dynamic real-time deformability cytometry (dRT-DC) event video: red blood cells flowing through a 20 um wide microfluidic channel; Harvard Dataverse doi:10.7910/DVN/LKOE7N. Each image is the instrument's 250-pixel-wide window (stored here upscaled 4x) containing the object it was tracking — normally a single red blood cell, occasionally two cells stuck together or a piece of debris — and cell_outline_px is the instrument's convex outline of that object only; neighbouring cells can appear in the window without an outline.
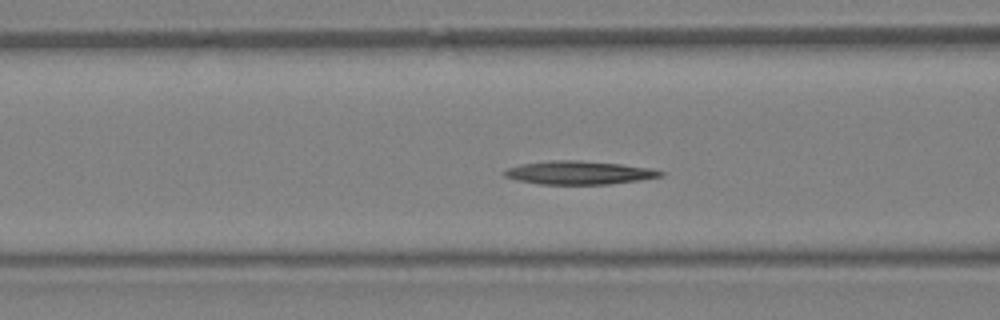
{"species": "Egyptian fruit bat (a non-hibernating species)", "species_latin": "Rousettus aegyptiacus", "temperature_condition": "warm", "stored_images_in_passage": 33, "camera_frame_rate_fps": 3000, "um_per_image_px": 0.085, "animal": {"sex": "female"}, "frame": {"image": 1, "passage_image": 8, "time_ms": 2.333, "image_size_px": [1000, 320], "cell_outline_px": [[664, 176], [640, 180], [608, 184], [540, 184], [516, 180], [504, 176], [504, 172], [508, 168], [520, 164], [552, 160], [580, 160], [620, 164], [652, 168], [664, 172]], "centroid_in_image_um": [49.23, 14.67], "position_along_channel_um": 117.4, "area_um2": 21.27}}
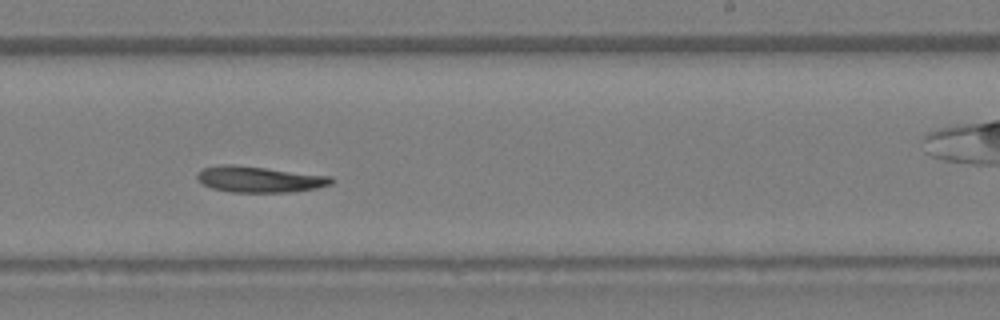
{"frame": {"image": 2, "passage_image": 17, "time_ms": 5.333, "image_size_px": [1000, 320], "cell_outline_px": [[332, 184], [316, 188], [292, 192], [232, 192], [212, 188], [204, 184], [196, 176], [196, 172], [204, 168], [228, 164], [232, 164], [332, 176]], "centroid_in_image_um": [22.06, 15.24], "position_along_channel_um": 266.9, "area_um2": 20.11}}
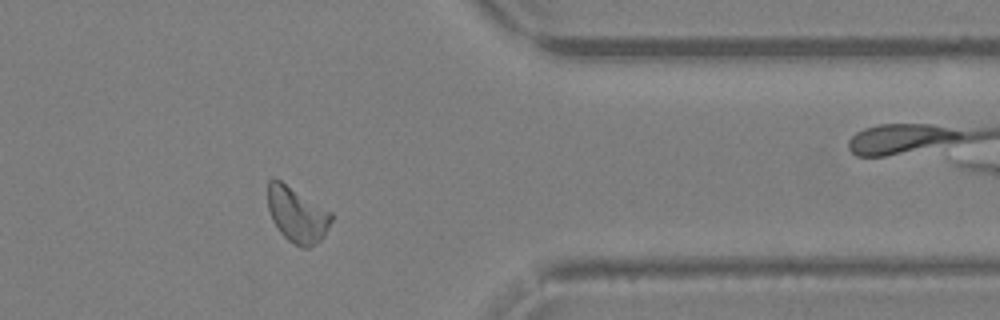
{"frame": {"image": 3, "passage_image": 25, "time_ms": 8.0, "image_size_px": [1000, 320], "cell_outline_px": [[332, 220], [324, 236], [320, 240], [308, 248], [300, 248], [288, 240], [280, 232], [272, 220], [268, 208], [268, 180], [272, 176], [280, 180], [332, 212]], "centroid_in_image_um": [25.24, 18.24], "position_along_channel_um": 386.2, "area_um2": 20.52}}